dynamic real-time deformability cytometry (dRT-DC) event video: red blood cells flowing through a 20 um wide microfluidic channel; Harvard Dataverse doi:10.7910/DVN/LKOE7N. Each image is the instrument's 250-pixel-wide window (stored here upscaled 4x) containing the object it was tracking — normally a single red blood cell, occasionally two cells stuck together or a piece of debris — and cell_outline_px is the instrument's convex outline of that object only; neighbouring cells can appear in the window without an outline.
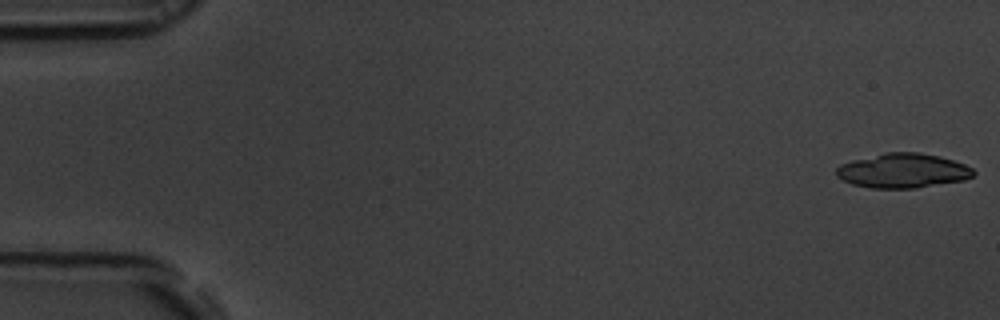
{"species": "common noctule bat (a hibernating species)", "species_latin": "Nyctalus noctula", "temperature_condition": "room temperature", "stored_images_in_passage": 21, "camera_frame_rate_fps": 3000, "um_per_image_px": 0.085, "animal": {"sex": "male", "body_mass_g": 19.5, "forearm_length_mm": 54.6}, "frame": {"image": 1, "passage_image": 1, "time_ms": 0.0, "image_size_px": [1000, 320], "cell_outline_px": [[976, 172], [972, 176], [964, 180], [916, 188], [868, 188], [852, 184], [836, 176], [836, 168], [840, 164], [852, 160], [884, 152], [920, 152], [940, 156], [964, 164], [972, 168]], "centroid_in_image_um": [76.73, 14.5], "position_along_channel_um": 8.3, "area_um2": 27.69}}